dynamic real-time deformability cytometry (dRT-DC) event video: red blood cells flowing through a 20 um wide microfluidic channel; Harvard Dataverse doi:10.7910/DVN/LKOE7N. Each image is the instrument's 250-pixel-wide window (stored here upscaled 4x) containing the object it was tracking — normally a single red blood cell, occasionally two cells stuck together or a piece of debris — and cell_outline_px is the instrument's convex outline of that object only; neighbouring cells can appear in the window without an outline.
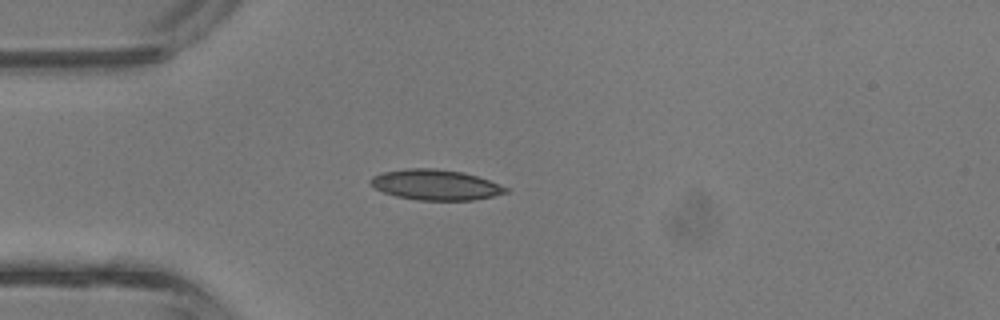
{"species": "common noctule bat (a hibernating species)", "species_latin": "Nyctalus noctula", "temperature_condition": "room temperature", "stored_images_in_passage": 1, "camera_frame_rate_fps": 3000, "um_per_image_px": 0.085, "animal": {"sex": "male", "body_mass_g": 13.3}, "frame": {"image": 1, "passage_image": 1, "time_ms": 0.0, "image_size_px": [1000, 320], "cell_outline_px": [[508, 192], [492, 196], [472, 200], [420, 200], [396, 196], [384, 192], [376, 188], [368, 180], [372, 176], [380, 172], [408, 168], [432, 168], [464, 172], [488, 180], [508, 188]], "centroid_in_image_um": [36.99, 15.7], "position_along_channel_um": 48.0, "area_um2": 23.81}}